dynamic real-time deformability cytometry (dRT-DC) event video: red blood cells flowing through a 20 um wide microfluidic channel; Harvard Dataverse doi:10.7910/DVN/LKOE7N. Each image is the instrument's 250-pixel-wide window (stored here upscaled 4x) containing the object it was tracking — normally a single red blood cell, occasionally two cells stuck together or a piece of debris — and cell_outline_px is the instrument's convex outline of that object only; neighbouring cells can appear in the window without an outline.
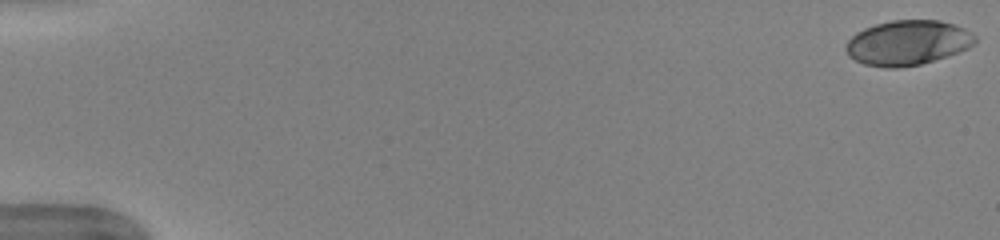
{"species": "human", "species_latin": "Homo sapiens", "temperature_condition": "warm", "stored_images_in_passage": 52, "camera_frame_rate_fps": 3000, "um_per_image_px": 0.085, "donor": {"sex": "female"}, "frame": {"image": 1, "passage_image": 1, "time_ms": 0.0, "image_size_px": [1000, 240], "cell_outline_px": [[976, 44], [968, 48], [920, 64], [896, 68], [884, 68], [864, 64], [848, 56], [844, 48], [848, 40], [856, 32], [864, 28], [876, 24], [892, 20], [940, 20], [964, 28], [972, 32], [976, 36]], "centroid_in_image_um": [77.13, 3.63], "position_along_channel_um": 7.9, "area_um2": 33.7}}
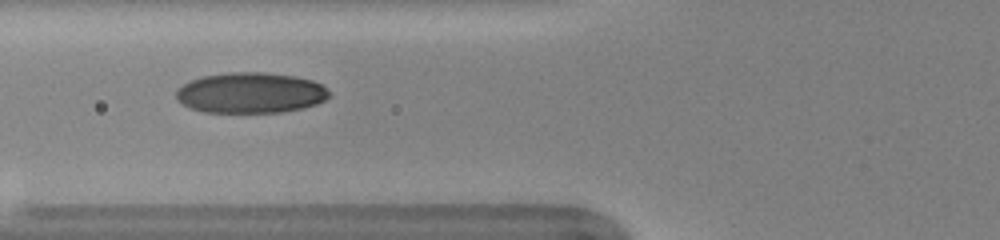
{"frame": {"image": 2, "passage_image": 21, "time_ms": 6.667, "image_size_px": [1000, 240], "cell_outline_px": [[328, 96], [324, 100], [316, 104], [304, 108], [280, 112], [204, 112], [188, 108], [176, 100], [176, 88], [192, 80], [204, 76], [228, 72], [264, 72], [292, 76], [312, 80], [320, 84], [328, 92]], "centroid_in_image_um": [21.24, 7.89], "position_along_channel_um": 104.6, "area_um2": 36.13}}
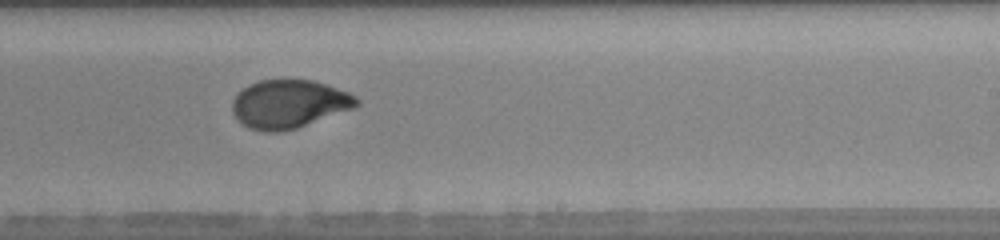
{"frame": {"image": 3, "passage_image": 33, "time_ms": 10.667, "image_size_px": [1000, 240], "cell_outline_px": [[360, 104], [352, 108], [296, 128], [276, 132], [264, 132], [248, 128], [232, 112], [232, 100], [248, 84], [260, 80], [312, 80], [348, 92], [356, 96], [360, 100]], "centroid_in_image_um": [24.55, 8.84], "position_along_channel_um": 264.4, "area_um2": 34.56}, "authors_computed_cell_mechanics": {"area_um2": 35.0846, "velocity_mm_per_s": 4.0029, "shape_relaxation_time_tau1_ms": 5.013, "shape_relaxation_time_tau2_ms": 0.7997, "deformation_change_tau1": 0.204, "deformation_change_tau2": 0.0449}}